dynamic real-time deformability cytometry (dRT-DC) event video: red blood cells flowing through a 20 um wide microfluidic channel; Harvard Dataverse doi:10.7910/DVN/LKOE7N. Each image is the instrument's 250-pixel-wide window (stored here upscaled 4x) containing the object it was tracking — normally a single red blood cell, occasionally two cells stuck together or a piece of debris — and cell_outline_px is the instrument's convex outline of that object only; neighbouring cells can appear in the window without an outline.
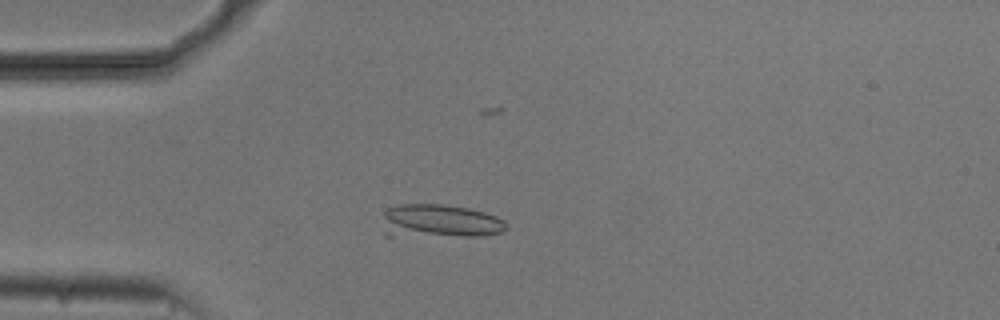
{"species": "common noctule bat (a hibernating species)", "species_latin": "Nyctalus noctula", "temperature_condition": "cold", "stored_images_in_passage": 22, "camera_frame_rate_fps": 3000, "um_per_image_px": 0.085, "animal": {"sex": "male", "body_mass_g": 20.5, "forearm_length_mm": 52.5}, "frame": {"image": 1, "passage_image": 4, "time_ms": 1.0, "image_size_px": [1000, 320], "cell_outline_px": [[508, 228], [500, 232], [484, 236], [384, 236], [384, 212], [388, 208], [396, 204], [444, 204], [468, 208], [484, 212], [496, 216], [504, 220], [508, 224]], "centroid_in_image_um": [37.38, 18.81], "position_along_channel_um": 47.6, "area_um2": 24.57}}
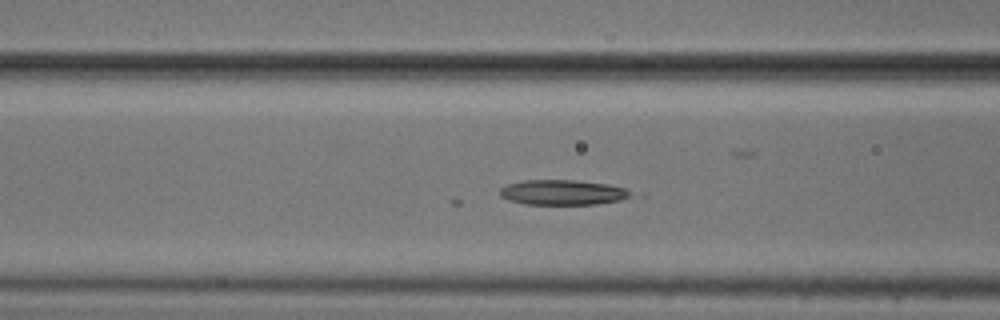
{"frame": {"image": 2, "passage_image": 11, "time_ms": 3.333, "image_size_px": [1000, 320], "cell_outline_px": [[632, 192], [628, 196], [620, 200], [596, 204], [524, 204], [508, 200], [500, 196], [500, 188], [508, 184], [524, 180], [576, 180], [608, 184], [624, 188]], "centroid_in_image_um": [47.78, 16.35], "position_along_channel_um": 118.8, "area_um2": 19.02}}
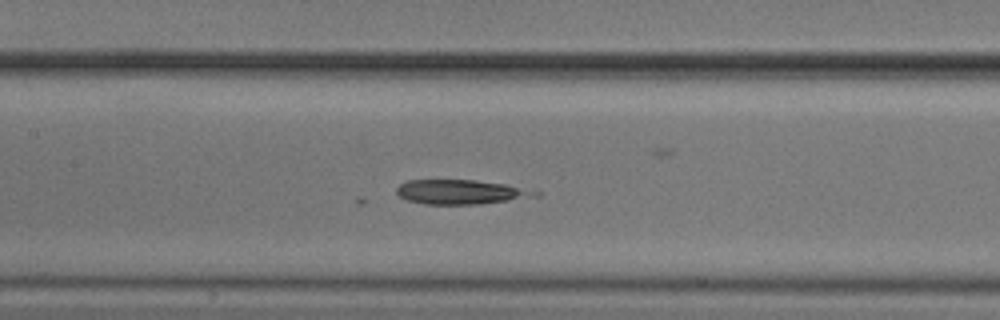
{"frame": {"image": 3, "passage_image": 15, "time_ms": 4.667, "image_size_px": [1000, 320], "cell_outline_px": [[544, 192], [540, 196], [480, 204], [424, 204], [408, 200], [400, 196], [396, 192], [396, 188], [400, 184], [408, 180], [476, 180], [504, 184]], "centroid_in_image_um": [39.21, 16.32], "position_along_channel_um": 168.2, "area_um2": 19.77}}